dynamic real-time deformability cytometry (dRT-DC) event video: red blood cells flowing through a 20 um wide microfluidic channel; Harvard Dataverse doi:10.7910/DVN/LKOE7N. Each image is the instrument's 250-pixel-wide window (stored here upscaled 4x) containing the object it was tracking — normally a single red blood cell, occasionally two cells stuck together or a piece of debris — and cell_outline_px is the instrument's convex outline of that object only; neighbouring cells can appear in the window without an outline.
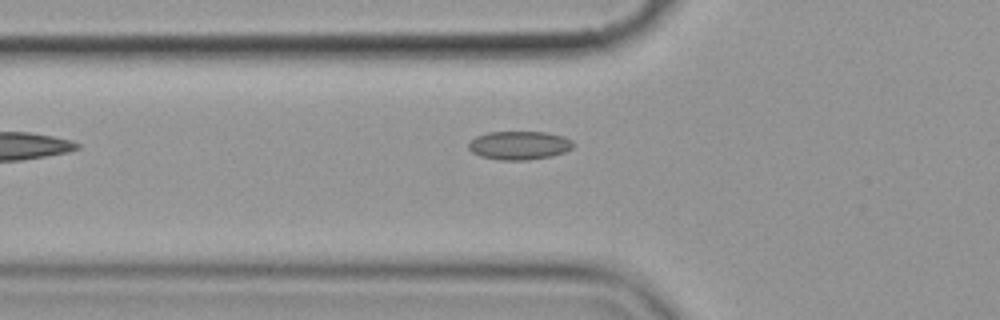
{"species": "common noctule bat (a hibernating species)", "species_latin": "Nyctalus noctula", "temperature_condition": "cold", "stored_images_in_passage": 3, "camera_frame_rate_fps": 3000, "um_per_image_px": 0.085, "animal": {"sex": "female", "body_mass_g": 19.9}, "frame": {"image": 1, "passage_image": 2, "time_ms": 1.333, "image_size_px": [1000, 320], "cell_outline_px": [[572, 148], [564, 152], [552, 156], [528, 160], [500, 160], [480, 156], [472, 152], [468, 148], [468, 144], [476, 136], [488, 132], [548, 132], [564, 136], [572, 140]], "centroid_in_image_um": [44.14, 12.35], "position_along_channel_um": 81.7, "area_um2": 17.46}}
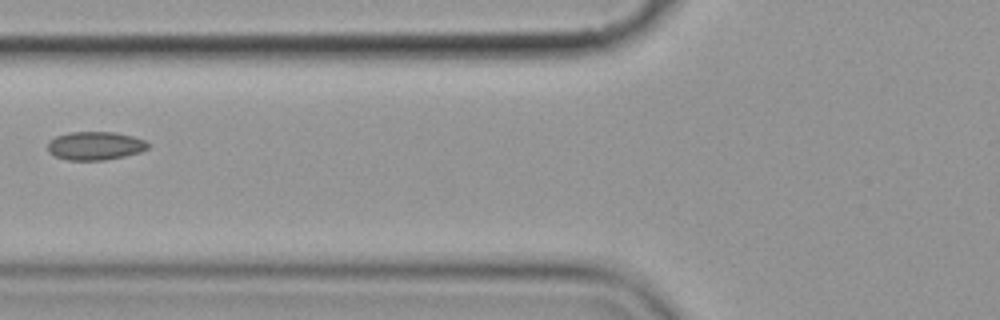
{"frame": {"image": 2, "passage_image": 3, "time_ms": 2.333, "image_size_px": [1000, 320], "cell_outline_px": [[148, 148], [140, 152], [124, 156], [104, 160], [68, 160], [56, 156], [48, 152], [48, 140], [56, 136], [68, 132], [116, 132], [132, 136], [144, 140], [148, 144]], "centroid_in_image_um": [8.06, 12.38], "position_along_channel_um": 117.7, "area_um2": 16.59}}